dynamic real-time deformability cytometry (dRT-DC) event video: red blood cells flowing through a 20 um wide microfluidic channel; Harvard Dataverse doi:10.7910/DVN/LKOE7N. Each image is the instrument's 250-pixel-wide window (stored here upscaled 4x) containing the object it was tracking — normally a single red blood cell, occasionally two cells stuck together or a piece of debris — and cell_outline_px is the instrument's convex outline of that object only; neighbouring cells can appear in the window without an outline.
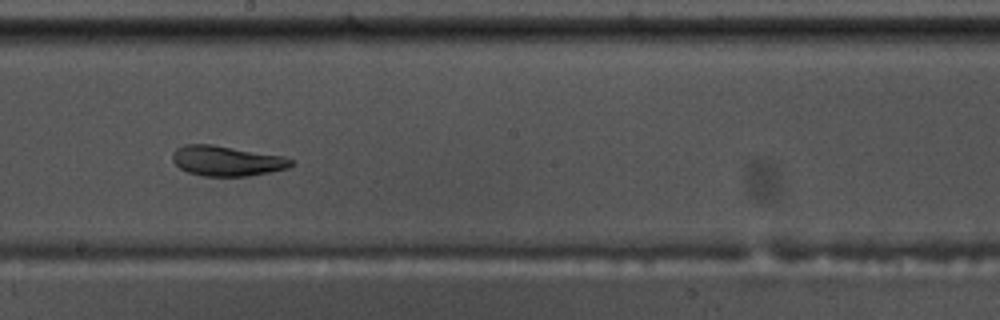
{"species": "common noctule bat (a hibernating species)", "species_latin": "Nyctalus noctula", "temperature_condition": "warm", "stored_images_in_passage": 36, "camera_frame_rate_fps": 3000, "um_per_image_px": 0.085, "animal": {"sex": "male", "body_mass_g": 17.5, "forearm_length_mm": 52.3}, "frame": {"image": 1, "passage_image": 16, "time_ms": 5.0, "image_size_px": [1000, 320], "cell_outline_px": [[292, 164], [288, 168], [248, 176], [204, 176], [188, 172], [180, 168], [172, 160], [172, 152], [176, 148], [184, 144], [212, 144], [284, 156], [292, 160]], "centroid_in_image_um": [19.24, 13.66], "position_along_channel_um": 229.0, "area_um2": 20.81}}
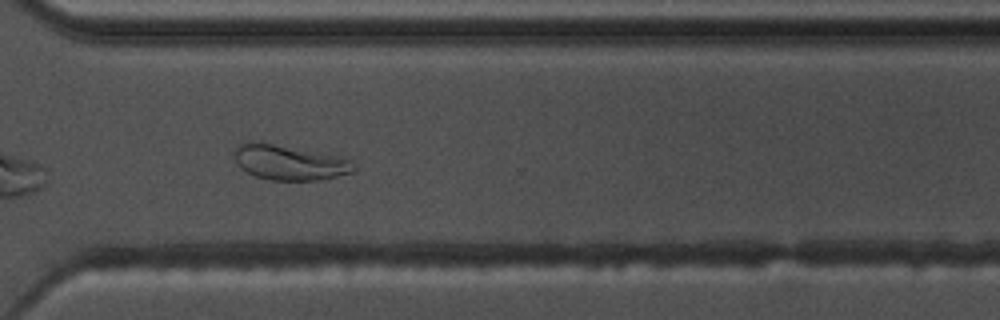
{"frame": {"image": 2, "passage_image": 26, "time_ms": 8.333, "image_size_px": [1000, 320], "cell_outline_px": [[356, 172], [324, 180], [272, 180], [256, 176], [240, 168], [232, 152], [240, 144], [248, 140], [252, 140], [344, 156], [352, 160], [356, 168]], "centroid_in_image_um": [24.66, 13.8], "position_along_channel_um": 345.9, "area_um2": 24.97}, "authors_computed_cell_mechanics": {"area_um2": 20.9236, "velocity_mm_per_s": 3.5023, "shape_relaxation_time_tau1_ms": 6.9644, "shape_relaxation_time_tau2_ms": 2.5101, "deformation_change_tau1": 0.2033, "deformation_change_tau2": 0.0884}}